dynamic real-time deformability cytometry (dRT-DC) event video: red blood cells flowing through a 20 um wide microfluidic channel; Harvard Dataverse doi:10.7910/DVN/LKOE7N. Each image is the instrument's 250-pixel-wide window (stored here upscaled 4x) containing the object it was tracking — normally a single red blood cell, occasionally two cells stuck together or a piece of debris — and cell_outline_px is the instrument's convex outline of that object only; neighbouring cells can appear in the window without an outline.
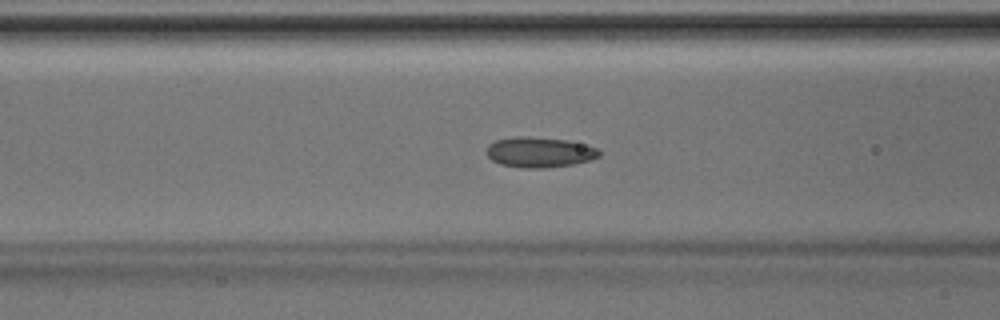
{"species": "Egyptian fruit bat (a non-hibernating species)", "species_latin": "Rousettus aegyptiacus", "temperature_condition": "room temperature", "stored_images_in_passage": 19, "camera_frame_rate_fps": 3000, "um_per_image_px": 0.085, "animal": {"sex": "male"}, "frame": {"image": 1, "passage_image": 8, "time_ms": 2.333, "image_size_px": [1000, 320], "cell_outline_px": [[600, 156], [592, 160], [572, 164], [544, 168], [520, 168], [500, 164], [492, 160], [488, 156], [488, 144], [496, 140], [516, 136], [528, 136], [564, 140], [596, 148], [600, 152]], "centroid_in_image_um": [45.83, 12.95], "position_along_channel_um": 120.8, "area_um2": 19.71}}
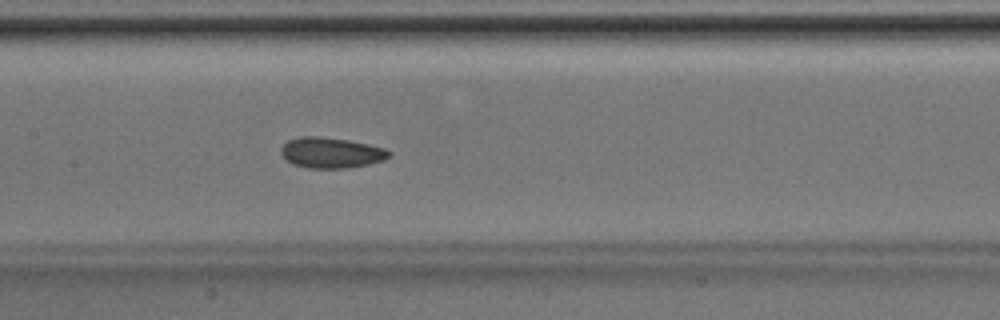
{"frame": {"image": 2, "passage_image": 12, "time_ms": 3.667, "image_size_px": [1000, 320], "cell_outline_px": [[392, 152], [384, 160], [368, 164], [348, 168], [308, 168], [292, 164], [280, 152], [280, 148], [288, 140], [300, 136], [316, 136], [348, 140], [368, 144], [384, 148]], "centroid_in_image_um": [28.13, 12.98], "position_along_channel_um": 179.3, "area_um2": 19.19}}